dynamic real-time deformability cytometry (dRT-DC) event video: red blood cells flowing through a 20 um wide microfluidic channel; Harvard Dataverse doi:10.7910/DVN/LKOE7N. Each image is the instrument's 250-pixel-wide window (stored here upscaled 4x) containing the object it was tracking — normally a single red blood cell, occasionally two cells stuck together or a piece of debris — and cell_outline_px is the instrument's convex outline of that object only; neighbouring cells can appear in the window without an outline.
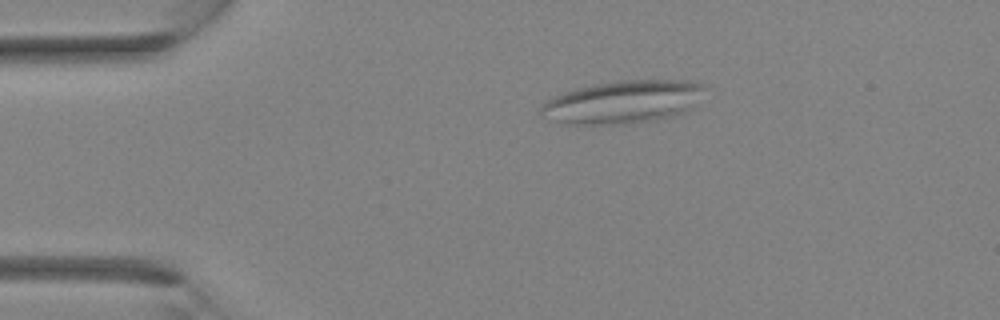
{"species": "Egyptian fruit bat (a non-hibernating species)", "species_latin": "Rousettus aegyptiacus", "temperature_condition": "room temperature", "stored_images_in_passage": 29, "camera_frame_rate_fps": 3000, "um_per_image_px": 0.085, "animal": {"sex": "female"}, "frame": {"image": 1, "passage_image": 1, "time_ms": 0.0, "image_size_px": [1000, 320], "cell_outline_px": [[704, 88], [688, 108], [684, 112], [672, 116], [656, 120], [628, 124], [564, 124], [540, 112], [540, 108], [548, 100], [564, 92], [596, 84], [620, 80], [688, 80], [704, 84]], "centroid_in_image_um": [52.95, 8.67], "position_along_channel_um": 32.0, "area_um2": 40.06}}
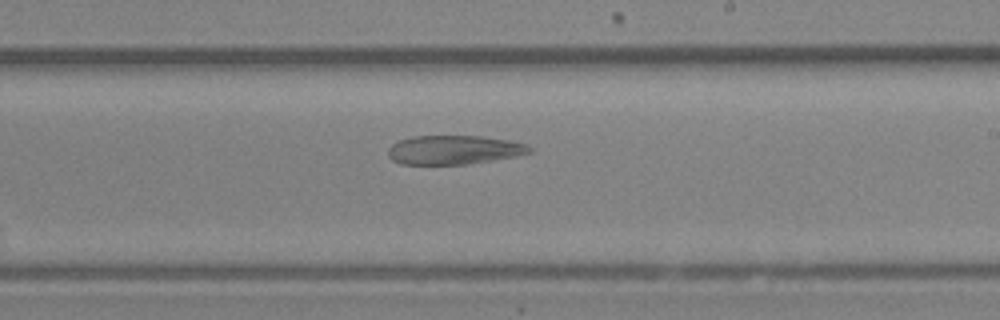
{"frame": {"image": 2, "passage_image": 15, "time_ms": 4.667, "image_size_px": [1000, 320], "cell_outline_px": [[532, 152], [516, 156], [468, 164], [400, 164], [392, 160], [388, 156], [388, 148], [392, 144], [400, 140], [412, 136], [484, 136], [508, 140], [524, 144], [532, 148]], "centroid_in_image_um": [38.56, 12.74], "position_along_channel_um": 250.4, "area_um2": 23.87}}
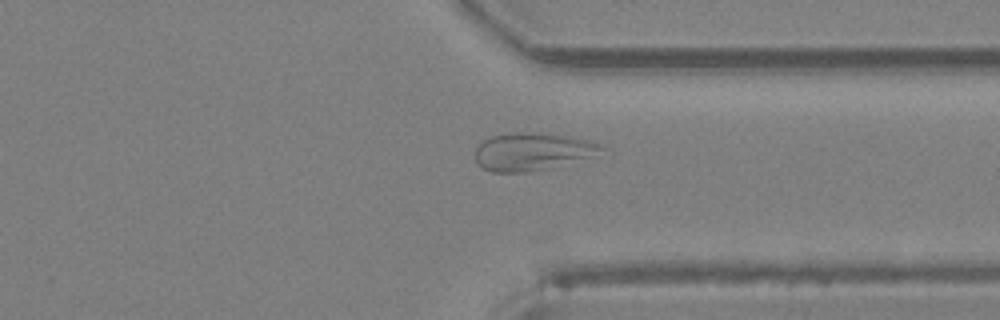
{"frame": {"image": 3, "passage_image": 21, "time_ms": 6.667, "image_size_px": [1000, 320], "cell_outline_px": [[604, 148], [584, 156], [544, 168], [528, 172], [492, 172], [484, 168], [476, 160], [476, 148], [484, 140], [492, 136], [516, 132], [528, 132], [564, 136], [588, 140], [600, 144]], "centroid_in_image_um": [45.1, 12.87], "position_along_channel_um": 366.3, "area_um2": 26.18}}